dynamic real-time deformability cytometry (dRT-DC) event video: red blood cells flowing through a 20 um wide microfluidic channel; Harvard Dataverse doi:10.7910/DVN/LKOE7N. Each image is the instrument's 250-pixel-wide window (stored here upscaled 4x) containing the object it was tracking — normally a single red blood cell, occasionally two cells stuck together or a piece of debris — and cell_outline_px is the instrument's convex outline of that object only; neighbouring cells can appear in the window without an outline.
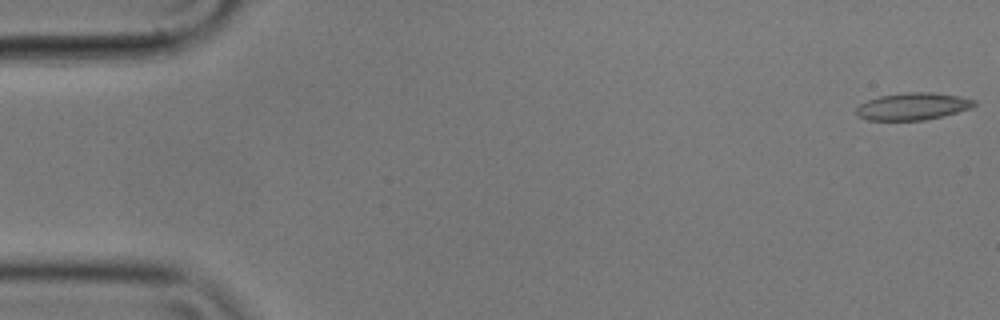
{"species": "common noctule bat (a hibernating species)", "species_latin": "Nyctalus noctula", "temperature_condition": "cold", "stored_images_in_passage": 56, "camera_frame_rate_fps": 3000, "um_per_image_px": 0.085, "animal": {"sex": "male", "body_mass_g": 17.9}, "frame": {"image": 1, "passage_image": 1, "time_ms": 0.0, "image_size_px": [1000, 320], "cell_outline_px": [[976, 104], [972, 108], [924, 120], [868, 120], [856, 116], [856, 108], [860, 104], [868, 100], [880, 96], [908, 92], [932, 92], [960, 96], [976, 100]], "centroid_in_image_um": [77.58, 9.04], "position_along_channel_um": 7.4, "area_um2": 18.61}}
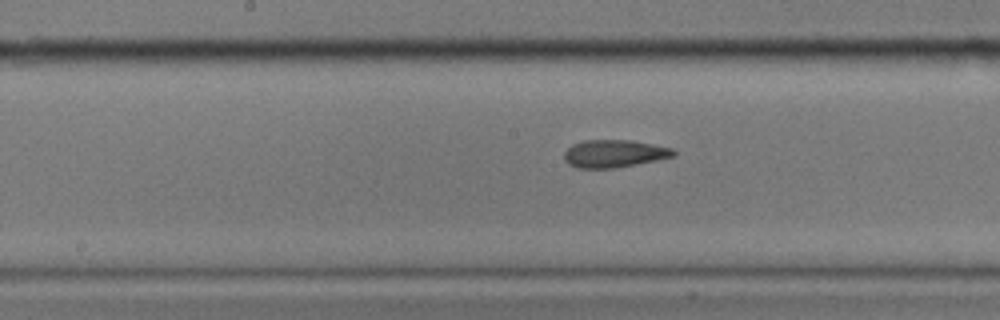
{"frame": {"image": 2, "passage_image": 28, "time_ms": 9.0, "image_size_px": [1000, 320], "cell_outline_px": [[676, 156], [616, 168], [576, 168], [568, 164], [564, 160], [564, 152], [572, 144], [584, 140], [632, 140], [672, 148], [676, 152]], "centroid_in_image_um": [52.19, 13.06], "position_along_channel_um": 196.0, "area_um2": 17.69}}
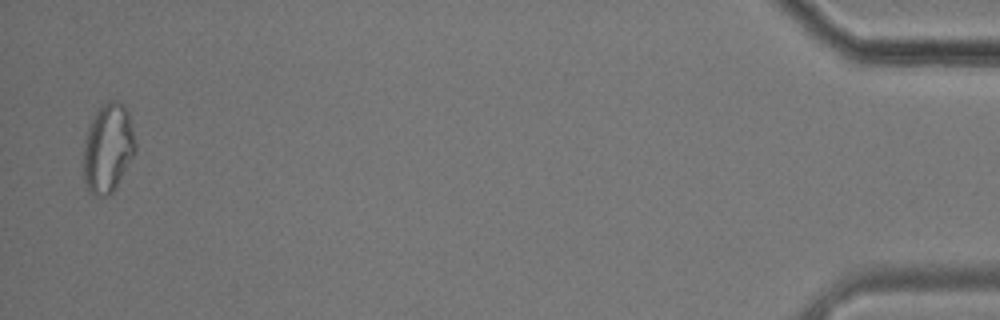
{"frame": {"image": 3, "passage_image": 55, "time_ms": 18.0, "image_size_px": [1000, 320], "cell_outline_px": [[136, 152], [112, 192], [108, 196], [104, 196], [88, 192], [84, 180], [84, 140], [88, 128], [96, 112], [108, 100], [116, 100], [128, 112], [136, 144]], "centroid_in_image_um": [9.17, 12.61], "position_along_channel_um": 426.0, "area_um2": 26.53}, "authors_computed_cell_mechanics": {"area_um2": 18.3226, "velocity_mm_per_s": 3.54, "shape_relaxation_time_tau1_ms": 5.7077, "shape_relaxation_time_tau2_ms": 3.1477, "deformation_change_tau1": 0.1486, "deformation_change_tau2": 0.0889}}